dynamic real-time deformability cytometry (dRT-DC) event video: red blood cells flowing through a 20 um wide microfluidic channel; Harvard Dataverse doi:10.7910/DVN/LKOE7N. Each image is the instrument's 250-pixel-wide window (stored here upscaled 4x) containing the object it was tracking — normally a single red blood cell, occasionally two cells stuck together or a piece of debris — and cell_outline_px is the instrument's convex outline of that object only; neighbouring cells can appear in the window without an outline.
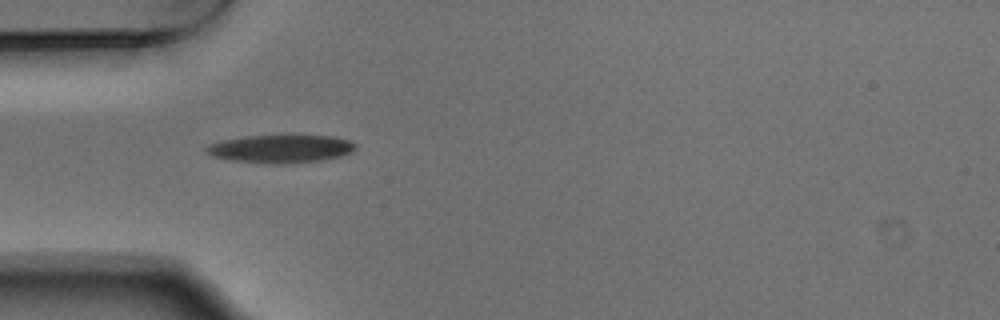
{"species": "Egyptian fruit bat (a non-hibernating species)", "species_latin": "Rousettus aegyptiacus", "temperature_condition": "warm", "stored_images_in_passage": 39, "camera_frame_rate_fps": 3000, "um_per_image_px": 0.085, "animal": {"sex": "male"}, "frame": {"image": 1, "passage_image": 1, "time_ms": 0.0, "image_size_px": [1000, 320], "cell_outline_px": [[356, 148], [352, 152], [340, 156], [320, 160], [284, 164], [272, 164], [228, 160], [212, 156], [204, 148], [208, 144], [220, 140], [248, 136], [332, 136], [348, 140], [356, 144]], "centroid_in_image_um": [23.82, 12.65], "position_along_channel_um": 61.2, "area_um2": 24.28}}
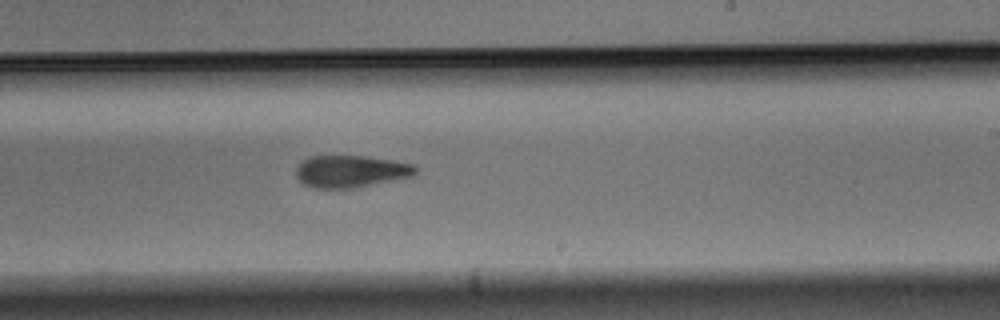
{"frame": {"image": 2, "passage_image": 17, "time_ms": 5.333, "image_size_px": [1000, 320], "cell_outline_px": [[416, 172], [412, 176], [352, 188], [312, 188], [304, 184], [296, 176], [296, 168], [300, 160], [308, 156], [364, 156], [392, 160], [416, 164]], "centroid_in_image_um": [29.77, 14.55], "position_along_channel_um": 259.2, "area_um2": 22.37}}
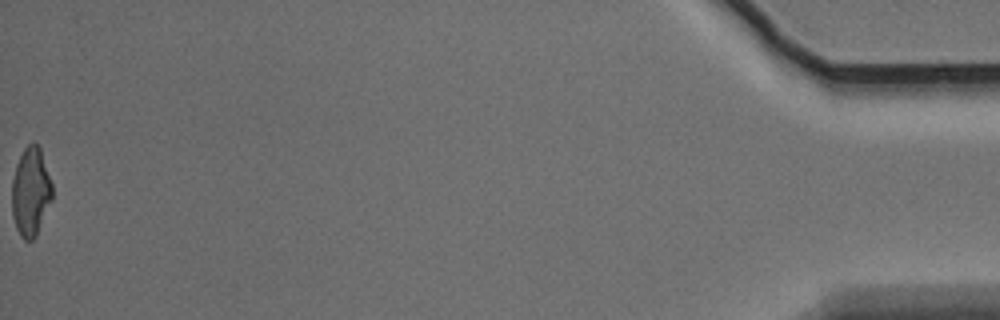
{"frame": {"image": 3, "passage_image": 39, "time_ms": 12.667, "image_size_px": [1000, 320], "cell_outline_px": [[52, 200], [36, 236], [32, 240], [24, 240], [20, 236], [16, 228], [12, 216], [12, 180], [16, 164], [24, 148], [32, 140], [40, 148], [52, 184]], "centroid_in_image_um": [2.6, 16.31], "position_along_channel_um": 432.6, "area_um2": 20.92}, "authors_computed_cell_mechanics": {"area_um2": 22.6576, "velocity_mm_per_s": 3.7332, "shape_relaxation_time_tau1_ms": 4.353, "shape_relaxation_time_tau2_ms": 3.5959, "deformation_change_tau1": 0.1585, "deformation_change_tau2": 0.1277}}